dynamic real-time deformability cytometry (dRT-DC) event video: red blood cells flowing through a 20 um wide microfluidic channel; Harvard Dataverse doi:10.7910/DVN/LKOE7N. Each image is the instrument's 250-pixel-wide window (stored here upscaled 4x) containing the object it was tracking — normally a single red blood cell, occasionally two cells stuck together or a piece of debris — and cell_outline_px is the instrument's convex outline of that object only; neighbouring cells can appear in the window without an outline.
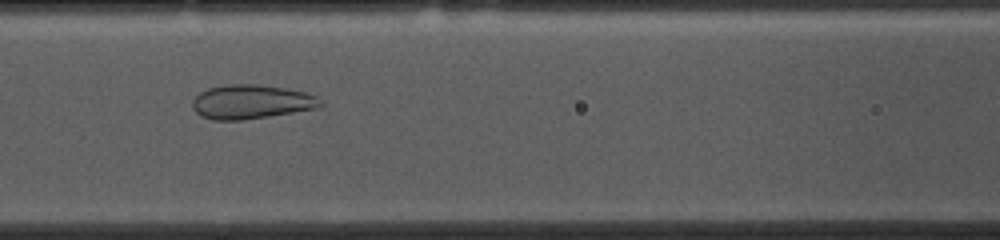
{"species": "common noctule bat (a hibernating species)", "species_latin": "Nyctalus noctula", "temperature_condition": "cold", "stored_images_in_passage": 41, "camera_frame_rate_fps": 3000, "um_per_image_px": 0.085, "animal": {"sex": "female", "body_mass_g": 10.0, "forearm_length_mm": 53.1}, "frame": {"image": 1, "passage_image": 9, "time_ms": 2.667, "image_size_px": [1000, 240], "cell_outline_px": [[324, 104], [320, 108], [268, 116], [240, 120], [212, 120], [200, 116], [192, 108], [192, 100], [200, 92], [208, 88], [224, 84], [256, 84], [288, 88], [304, 92], [316, 96], [324, 100]], "centroid_in_image_um": [21.38, 8.65], "position_along_channel_um": 145.2, "area_um2": 25.78}}
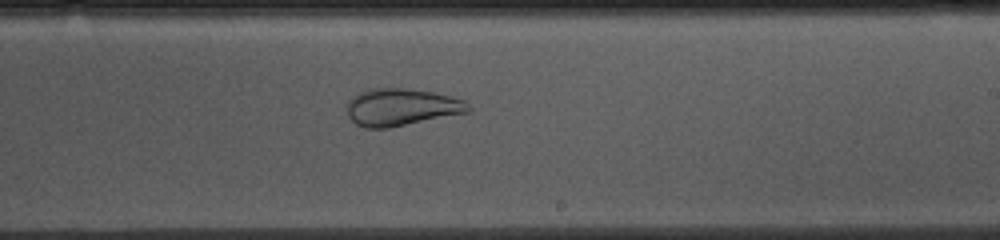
{"frame": {"image": 2, "passage_image": 18, "time_ms": 5.667, "image_size_px": [1000, 240], "cell_outline_px": [[472, 108], [468, 112], [388, 128], [364, 128], [356, 124], [348, 116], [344, 104], [352, 96], [360, 92], [372, 88], [404, 88], [436, 92], [452, 96], [464, 100]], "centroid_in_image_um": [34.08, 9.1], "position_along_channel_um": 254.9, "area_um2": 26.59}}
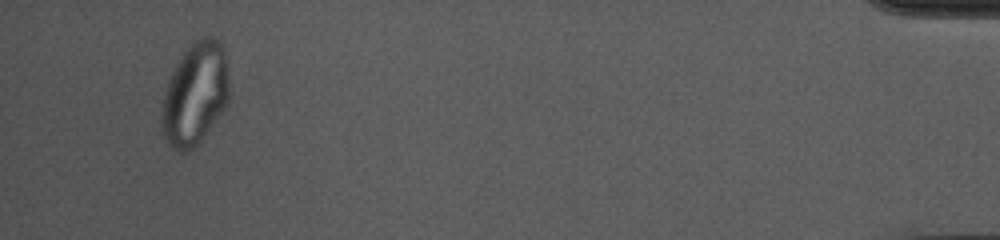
{"frame": {"image": 3, "passage_image": 38, "time_ms": 12.333, "image_size_px": [1000, 240], "cell_outline_px": [[228, 104], [204, 136], [192, 148], [184, 152], [180, 152], [172, 148], [168, 144], [164, 136], [160, 116], [164, 92], [168, 80], [176, 64], [184, 52], [200, 36], [216, 36], [220, 40], [224, 48], [228, 68]], "centroid_in_image_um": [16.59, 7.96], "position_along_channel_um": 418.6, "area_um2": 40.46}}